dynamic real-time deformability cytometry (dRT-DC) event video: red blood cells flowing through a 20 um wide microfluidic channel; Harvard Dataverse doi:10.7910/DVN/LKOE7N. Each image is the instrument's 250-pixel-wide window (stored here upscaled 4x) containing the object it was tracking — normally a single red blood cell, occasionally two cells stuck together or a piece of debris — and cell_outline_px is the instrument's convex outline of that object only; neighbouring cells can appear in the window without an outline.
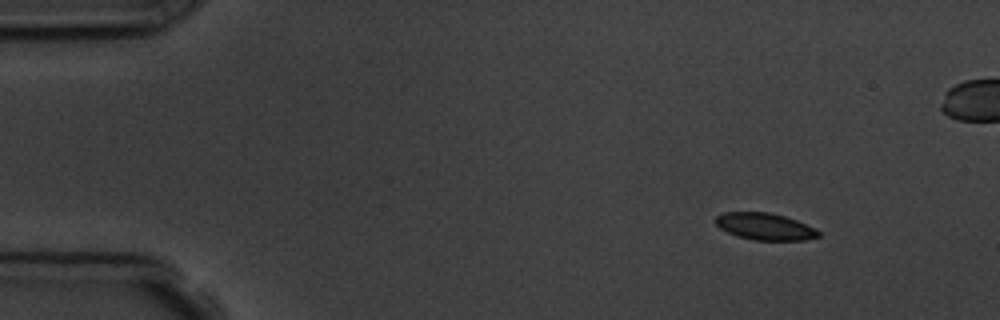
{"species": "common noctule bat (a hibernating species)", "species_latin": "Nyctalus noctula", "temperature_condition": "room temperature", "stored_images_in_passage": 3, "camera_frame_rate_fps": 3000, "um_per_image_px": 0.085, "animal": {"sex": "male", "body_mass_g": 19.5, "forearm_length_mm": 54.6}, "frame": {"image": 1, "passage_image": 1, "time_ms": 0.0, "image_size_px": [1000, 320], "cell_outline_px": [[820, 236], [804, 240], [752, 240], [736, 236], [720, 228], [716, 224], [716, 216], [724, 212], [768, 212], [784, 216], [796, 220], [816, 228], [820, 232]], "centroid_in_image_um": [65.02, 19.25], "position_along_channel_um": 20.0, "area_um2": 16.13}}